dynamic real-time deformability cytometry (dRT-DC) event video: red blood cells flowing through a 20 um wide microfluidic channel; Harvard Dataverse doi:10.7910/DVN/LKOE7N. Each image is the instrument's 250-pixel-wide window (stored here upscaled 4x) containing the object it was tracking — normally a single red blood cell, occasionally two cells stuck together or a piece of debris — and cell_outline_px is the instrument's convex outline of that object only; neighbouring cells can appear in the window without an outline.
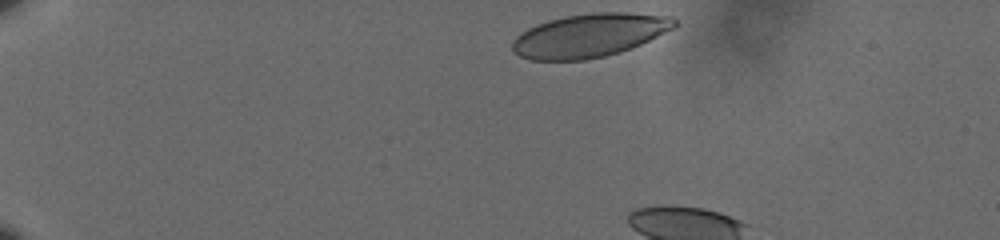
{"species": "human", "species_latin": "Homo sapiens", "temperature_condition": "cold", "stored_images_in_passage": 7, "camera_frame_rate_fps": 3000, "um_per_image_px": 0.085, "donor": {"sex": "male"}, "frame": {"image": 1, "passage_image": 1, "time_ms": 0.0, "image_size_px": [1000, 240], "cell_outline_px": [[676, 24], [672, 28], [640, 44], [620, 52], [604, 56], [584, 60], [532, 60], [520, 56], [512, 48], [512, 40], [520, 32], [536, 24], [548, 20], [564, 16], [592, 12], [624, 12], [672, 16], [676, 20]], "centroid_in_image_um": [50.06, 3.0], "position_along_channel_um": 34.9, "area_um2": 40.92}}